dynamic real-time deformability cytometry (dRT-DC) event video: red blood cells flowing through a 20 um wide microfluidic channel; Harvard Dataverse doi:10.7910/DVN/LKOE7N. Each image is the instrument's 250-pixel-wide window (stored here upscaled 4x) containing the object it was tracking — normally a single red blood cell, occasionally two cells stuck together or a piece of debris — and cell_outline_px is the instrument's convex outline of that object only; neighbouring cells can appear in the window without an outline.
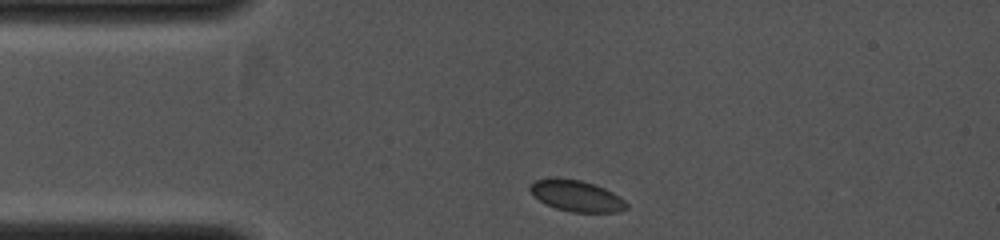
{"species": "common noctule bat (a hibernating species)", "species_latin": "Nyctalus noctula", "temperature_condition": "cold", "stored_images_in_passage": 32, "camera_frame_rate_fps": 4000, "um_per_image_px": 0.085, "animal": {"sex": "female", "body_mass_g": 19.0, "forearm_length_mm": 53.3}, "frame": {"image": 1, "passage_image": 1, "time_ms": 0.0, "image_size_px": [1000, 240], "cell_outline_px": [[628, 208], [620, 212], [572, 212], [556, 208], [540, 200], [528, 188], [536, 180], [548, 176], [556, 176], [580, 180], [604, 188], [620, 196], [628, 204]], "centroid_in_image_um": [49.02, 16.63], "position_along_channel_um": 36.0, "area_um2": 17.57}}
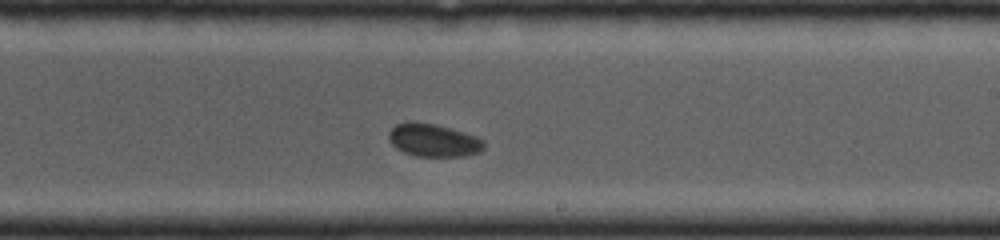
{"frame": {"image": 2, "passage_image": 18, "time_ms": 4.25, "image_size_px": [1000, 240], "cell_outline_px": [[484, 148], [480, 152], [464, 156], [416, 156], [404, 152], [396, 148], [388, 140], [388, 132], [396, 124], [408, 120], [416, 120], [436, 124], [464, 132], [476, 136], [484, 140]], "centroid_in_image_um": [36.81, 11.9], "position_along_channel_um": 252.2, "area_um2": 18.55}}
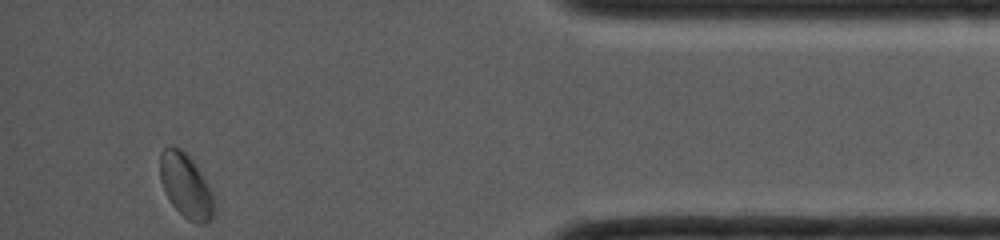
{"frame": {"image": 3, "passage_image": 32, "time_ms": 7.75, "image_size_px": [1000, 240], "cell_outline_px": [[216, 212], [212, 220], [204, 224], [196, 224], [188, 220], [172, 204], [160, 180], [160, 152], [164, 148], [180, 148], [192, 160], [200, 172], [216, 200]], "centroid_in_image_um": [15.85, 15.86], "position_along_channel_um": 419.4, "area_um2": 20.11}}